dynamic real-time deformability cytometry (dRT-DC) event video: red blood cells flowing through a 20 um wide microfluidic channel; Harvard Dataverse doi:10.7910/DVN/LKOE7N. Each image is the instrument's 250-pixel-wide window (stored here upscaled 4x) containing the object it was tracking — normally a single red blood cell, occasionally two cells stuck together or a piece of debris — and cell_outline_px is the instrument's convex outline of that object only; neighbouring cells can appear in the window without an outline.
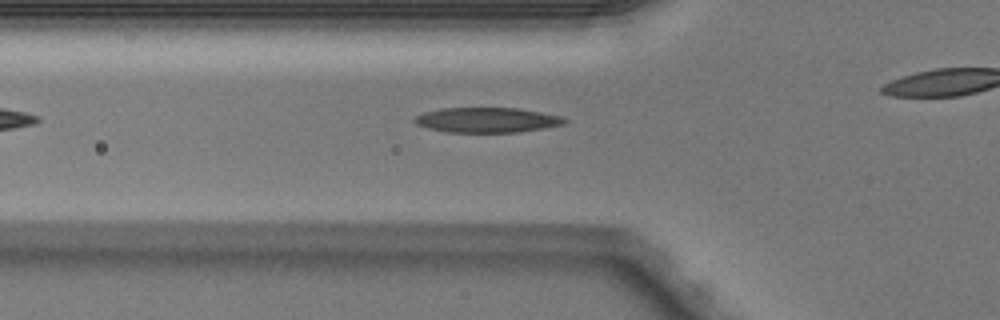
{"species": "Egyptian fruit bat (a non-hibernating species)", "species_latin": "Rousettus aegyptiacus", "temperature_condition": "warm", "stored_images_in_passage": 25, "camera_frame_rate_fps": 3000, "um_per_image_px": 0.085, "animal": {"sex": "male"}, "frame": {"image": 1, "passage_image": 2, "time_ms": 0.333, "image_size_px": [1000, 320], "cell_outline_px": [[568, 120], [564, 124], [544, 128], [520, 132], [448, 132], [428, 128], [416, 124], [412, 120], [416, 116], [424, 112], [440, 108], [520, 108], [560, 116]], "centroid_in_image_um": [41.38, 10.2], "position_along_channel_um": 84.4, "area_um2": 21.85}}
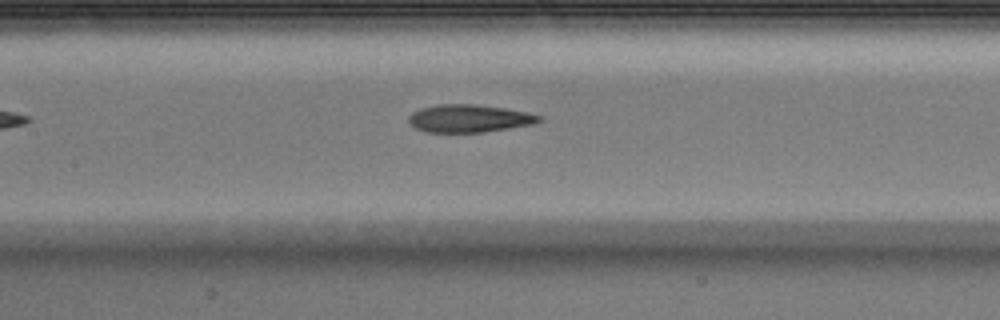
{"frame": {"image": 2, "passage_image": 8, "time_ms": 2.333, "image_size_px": [1000, 320], "cell_outline_px": [[544, 116], [540, 120], [532, 124], [484, 132], [428, 132], [416, 128], [408, 120], [408, 116], [412, 112], [420, 108], [436, 104], [472, 104], [504, 108]], "centroid_in_image_um": [39.84, 10.06], "position_along_channel_um": 167.6, "area_um2": 20.87}}
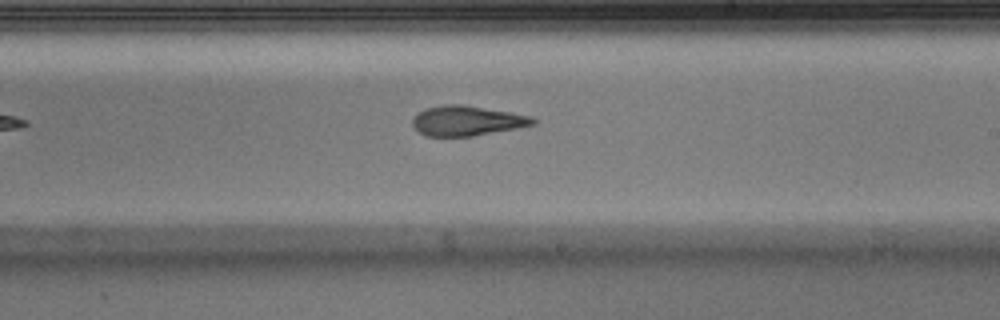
{"frame": {"image": 3, "passage_image": 14, "time_ms": 4.333, "image_size_px": [1000, 320], "cell_outline_px": [[536, 124], [516, 128], [472, 136], [428, 136], [420, 132], [412, 124], [412, 120], [424, 108], [444, 104], [460, 104], [532, 116], [536, 120]], "centroid_in_image_um": [39.69, 10.26], "position_along_channel_um": 249.3, "area_um2": 20.69}}